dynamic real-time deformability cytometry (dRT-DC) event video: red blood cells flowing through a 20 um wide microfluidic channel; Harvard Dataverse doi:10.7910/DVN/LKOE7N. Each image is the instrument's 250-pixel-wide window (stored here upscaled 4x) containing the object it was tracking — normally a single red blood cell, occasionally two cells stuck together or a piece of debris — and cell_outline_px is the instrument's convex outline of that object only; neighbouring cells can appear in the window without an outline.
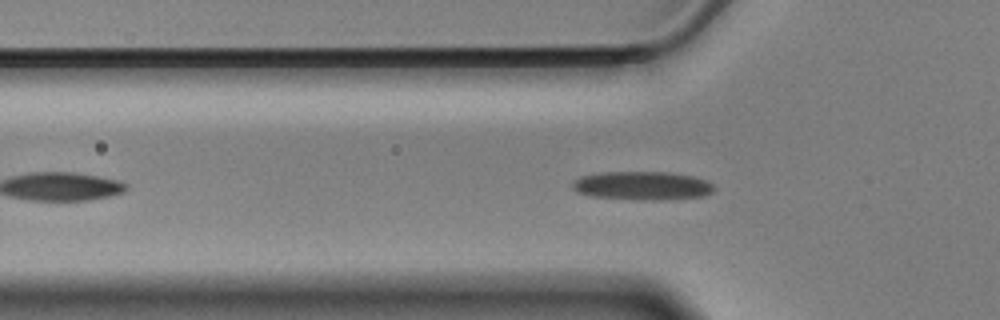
{"species": "Egyptian fruit bat (a non-hibernating species)", "species_latin": "Rousettus aegyptiacus", "temperature_condition": "cold", "stored_images_in_passage": 45, "camera_frame_rate_fps": 3000, "um_per_image_px": 0.085, "animal": {"sex": "male"}, "frame": {"image": 1, "passage_image": 11, "time_ms": 3.333, "image_size_px": [1000, 320], "cell_outline_px": [[716, 188], [712, 192], [704, 196], [660, 200], [640, 200], [592, 196], [576, 192], [572, 188], [572, 184], [580, 176], [604, 172], [668, 172], [692, 176], [708, 180]], "centroid_in_image_um": [54.62, 15.78], "position_along_channel_um": 71.2, "area_um2": 23.64}}
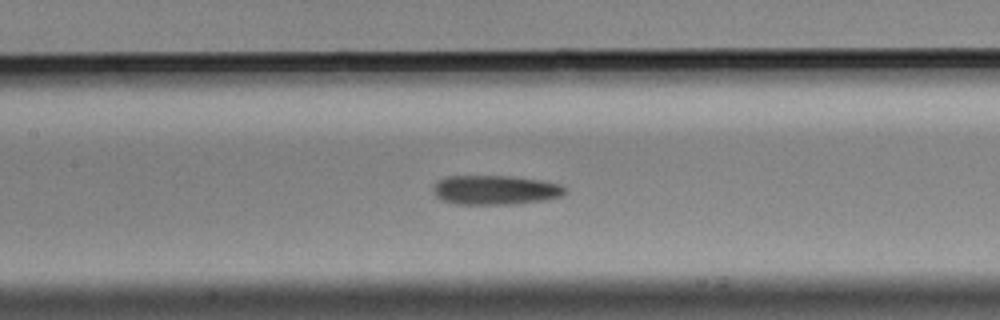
{"frame": {"image": 2, "passage_image": 19, "time_ms": 6.0, "image_size_px": [1000, 320], "cell_outline_px": [[564, 192], [560, 196], [544, 200], [512, 204], [456, 204], [440, 200], [432, 192], [432, 188], [436, 180], [448, 176], [504, 176], [540, 180], [560, 184], [564, 188]], "centroid_in_image_um": [42.0, 16.15], "position_along_channel_um": 165.4, "area_um2": 22.48}}
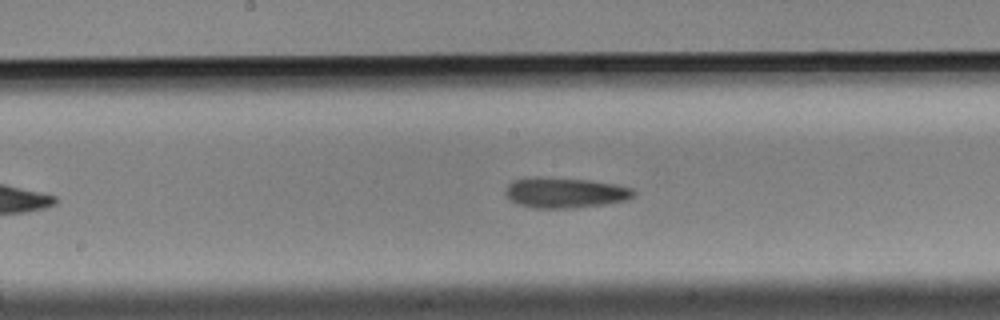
{"frame": {"image": 3, "passage_image": 22, "time_ms": 7.0, "image_size_px": [1000, 320], "cell_outline_px": [[636, 196], [628, 200], [604, 204], [564, 208], [532, 208], [508, 200], [504, 192], [508, 184], [512, 180], [536, 176], [588, 180], [616, 184], [632, 188], [636, 192]], "centroid_in_image_um": [48.01, 16.37], "position_along_channel_um": 200.2, "area_um2": 22.89}}